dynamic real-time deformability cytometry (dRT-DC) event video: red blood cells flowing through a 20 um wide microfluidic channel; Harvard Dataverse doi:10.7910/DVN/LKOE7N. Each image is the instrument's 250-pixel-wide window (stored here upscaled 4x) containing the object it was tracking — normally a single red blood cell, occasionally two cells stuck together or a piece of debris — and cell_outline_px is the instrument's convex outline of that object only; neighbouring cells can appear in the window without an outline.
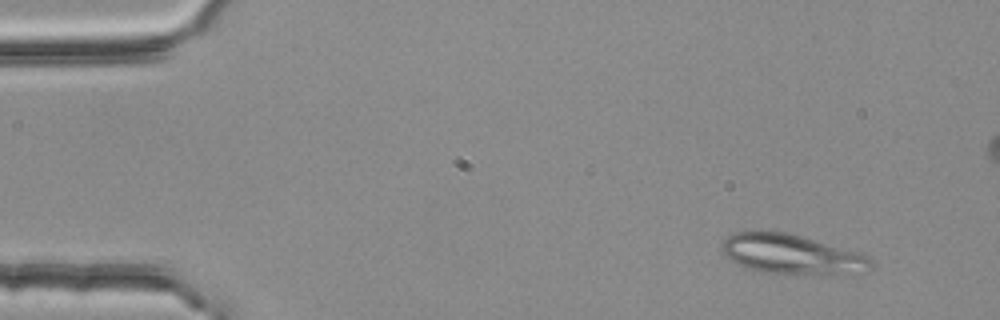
{"species": "common noctule bat (a hibernating species)", "species_latin": "Nyctalus noctula", "temperature_condition": "room temperature", "stored_images_in_passage": 4, "camera_frame_rate_fps": 3000, "um_per_image_px": 0.085, "animal": {"sex": "female", "body_mass_g": 25.1}, "frame": {"image": 1, "passage_image": 1, "time_ms": 0.0, "image_size_px": [1000, 320], "cell_outline_px": [[876, 260], [872, 268], [868, 272], [836, 276], [820, 276], [764, 272], [748, 268], [732, 260], [720, 248], [724, 240], [732, 232], [760, 228], [788, 232], [856, 252], [868, 256]], "centroid_in_image_um": [67.36, 21.61], "position_along_channel_um": 17.6, "area_um2": 35.72}}